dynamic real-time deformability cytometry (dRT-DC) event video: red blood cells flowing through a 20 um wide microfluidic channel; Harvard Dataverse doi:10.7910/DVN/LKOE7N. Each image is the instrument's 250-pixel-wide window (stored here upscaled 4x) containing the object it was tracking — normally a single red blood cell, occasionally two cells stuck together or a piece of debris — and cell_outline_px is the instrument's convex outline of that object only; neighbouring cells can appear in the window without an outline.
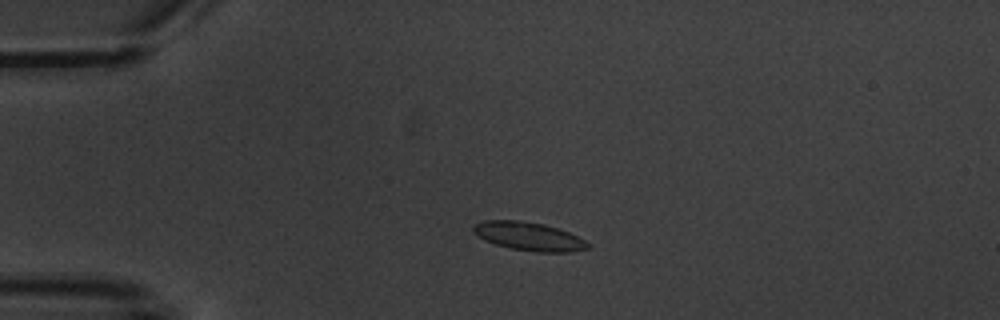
{"species": "common noctule bat (a hibernating species)", "species_latin": "Nyctalus noctula", "temperature_condition": "warm", "stored_images_in_passage": 3, "camera_frame_rate_fps": 3000, "um_per_image_px": 0.085, "animal": {"sex": "male", "body_mass_g": 20.1, "forearm_length_mm": 53.5}, "frame": {"image": 1, "passage_image": 3, "time_ms": 2.333, "image_size_px": [1000, 320], "cell_outline_px": [[592, 244], [588, 248], [572, 252], [536, 252], [508, 248], [484, 240], [472, 232], [472, 228], [476, 224], [484, 220], [520, 220], [544, 224], [568, 232]], "centroid_in_image_um": [44.94, 20.09], "position_along_channel_um": 40.1, "area_um2": 19.02}}